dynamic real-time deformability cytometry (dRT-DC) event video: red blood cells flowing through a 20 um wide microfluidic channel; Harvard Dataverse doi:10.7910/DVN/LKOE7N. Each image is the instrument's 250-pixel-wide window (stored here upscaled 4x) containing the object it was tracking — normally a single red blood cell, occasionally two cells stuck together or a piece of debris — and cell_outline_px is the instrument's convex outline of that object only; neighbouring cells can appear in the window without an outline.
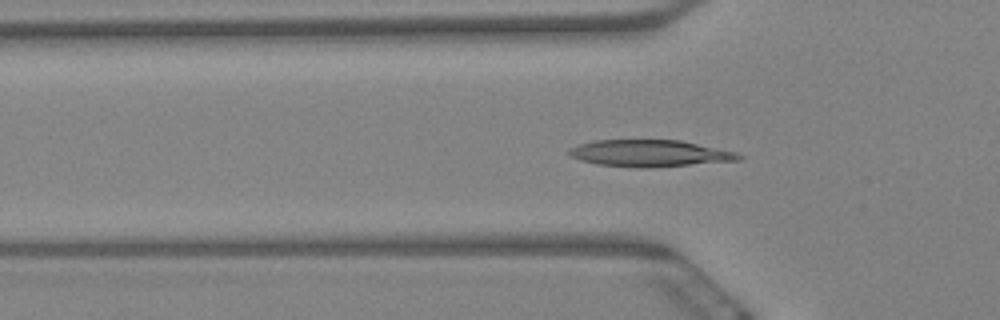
{"species": "Egyptian fruit bat (a non-hibernating species)", "species_latin": "Rousettus aegyptiacus", "temperature_condition": "warm", "stored_images_in_passage": 62, "camera_frame_rate_fps": 3000, "um_per_image_px": 0.085, "animal": {"sex": "female"}, "frame": {"image": 1, "passage_image": 20, "time_ms": 6.333, "image_size_px": [1000, 320], "cell_outline_px": [[744, 156], [740, 160], [648, 168], [636, 168], [596, 164], [580, 160], [568, 156], [564, 152], [580, 144], [596, 140], [680, 140], [736, 152]], "centroid_in_image_um": [55.19, 13.04], "position_along_channel_um": 70.6, "area_um2": 26.53}}
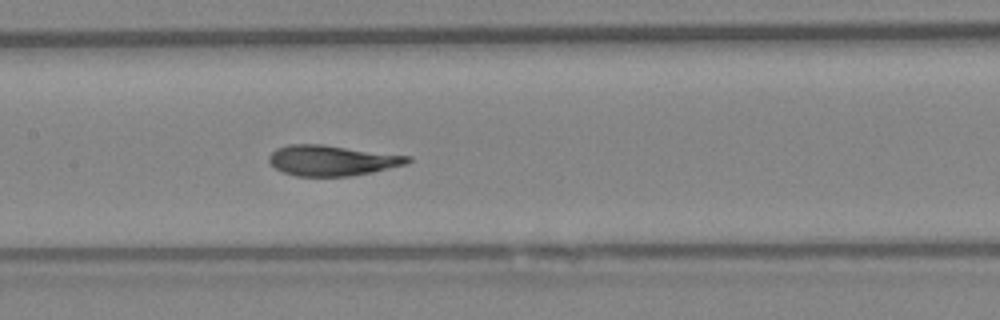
{"frame": {"image": 2, "passage_image": 30, "time_ms": 9.667, "image_size_px": [1000, 320], "cell_outline_px": [[412, 160], [408, 164], [372, 172], [352, 176], [296, 176], [284, 172], [276, 168], [268, 160], [268, 156], [276, 148], [288, 144], [324, 144], [412, 156]], "centroid_in_image_um": [28.25, 13.63], "position_along_channel_um": 179.1, "area_um2": 24.85}}
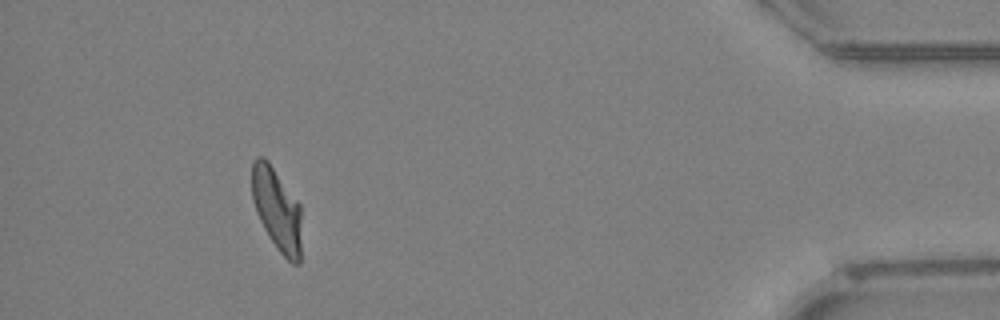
{"frame": {"image": 3, "passage_image": 57, "time_ms": 18.667, "image_size_px": [1000, 320], "cell_outline_px": [[300, 264], [292, 264], [276, 248], [268, 236], [256, 212], [252, 200], [252, 160], [256, 156], [264, 156], [268, 160], [300, 204]], "centroid_in_image_um": [23.51, 17.77], "position_along_channel_um": 411.7, "area_um2": 23.99}, "authors_computed_cell_mechanics": {"area_um2": 25.0563, "velocity_mm_per_s": 3.2503, "shape_relaxation_time_tau1_ms": 5.0984, "shape_relaxation_time_tau2_ms": 1.3878, "deformation_change_tau1": 0.189, "deformation_change_tau2": 0.0908}}